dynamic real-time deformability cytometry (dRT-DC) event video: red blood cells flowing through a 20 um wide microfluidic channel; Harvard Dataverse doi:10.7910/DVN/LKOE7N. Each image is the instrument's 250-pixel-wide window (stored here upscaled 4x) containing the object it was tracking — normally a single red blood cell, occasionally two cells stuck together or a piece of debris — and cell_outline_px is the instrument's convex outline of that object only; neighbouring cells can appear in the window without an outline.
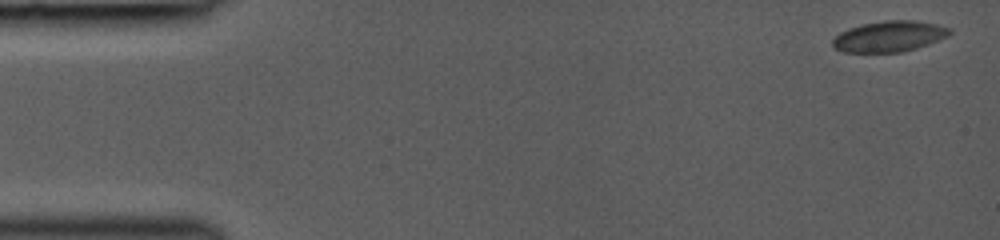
{"species": "common noctule bat (a hibernating species)", "species_latin": "Nyctalus noctula", "temperature_condition": "room temperature", "stored_images_in_passage": 6, "camera_frame_rate_fps": 3000, "um_per_image_px": 0.085, "animal": {"sex": "female", "body_mass_g": 19.0, "forearm_length_mm": 53.3}, "frame": {"image": 1, "passage_image": 1, "time_ms": 0.0, "image_size_px": [1000, 240], "cell_outline_px": [[952, 32], [948, 36], [928, 44], [916, 48], [900, 52], [844, 52], [836, 48], [832, 44], [832, 40], [840, 32], [848, 28], [860, 24], [884, 20], [916, 20], [936, 24], [952, 28]], "centroid_in_image_um": [75.6, 3.08], "position_along_channel_um": 9.4, "area_um2": 21.1}}
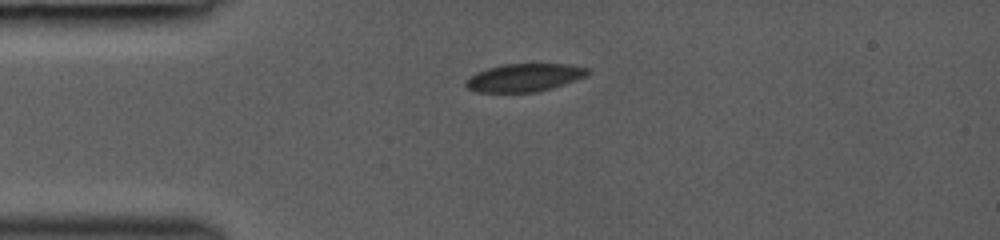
{"frame": {"image": 2, "passage_image": 4, "time_ms": 3.333, "image_size_px": [1000, 240], "cell_outline_px": [[592, 72], [584, 76], [564, 84], [552, 88], [536, 92], [476, 92], [468, 88], [464, 84], [464, 80], [476, 72], [488, 68], [504, 64], [568, 64], [588, 68]], "centroid_in_image_um": [44.54, 6.59], "position_along_channel_um": 40.5, "area_um2": 19.83}}
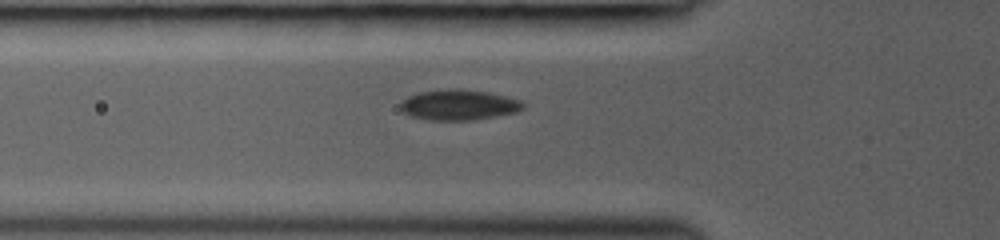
{"frame": {"image": 3, "passage_image": 6, "time_ms": 5.0, "image_size_px": [1000, 240], "cell_outline_px": [[524, 108], [516, 112], [476, 120], [428, 120], [408, 116], [400, 108], [400, 100], [416, 92], [448, 88], [460, 88], [488, 92], [520, 100], [524, 104]], "centroid_in_image_um": [38.94, 8.91], "position_along_channel_um": 86.9, "area_um2": 22.14}}